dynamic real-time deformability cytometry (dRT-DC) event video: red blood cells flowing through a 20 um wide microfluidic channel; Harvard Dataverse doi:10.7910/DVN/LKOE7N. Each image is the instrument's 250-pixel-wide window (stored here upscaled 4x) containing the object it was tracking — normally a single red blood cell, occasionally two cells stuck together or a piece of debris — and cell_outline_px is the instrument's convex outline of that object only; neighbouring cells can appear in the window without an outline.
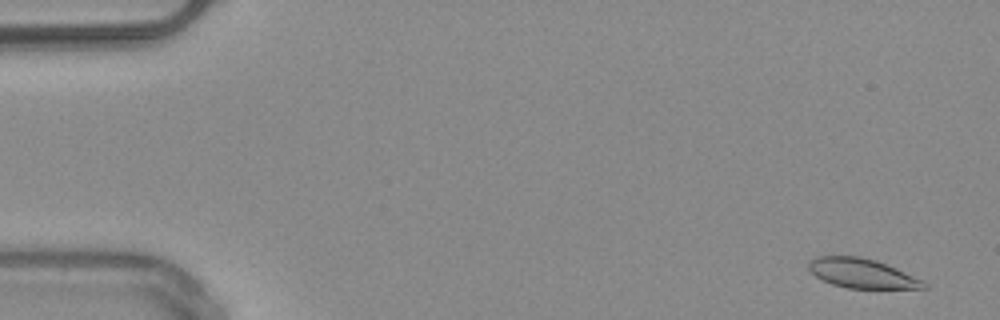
{"species": "common noctule bat (a hibernating species)", "species_latin": "Nyctalus noctula", "temperature_condition": "warm", "stored_images_in_passage": 52, "camera_frame_rate_fps": 3000, "um_per_image_px": 0.085, "animal": {"sex": "male", "body_mass_g": 20.4}, "frame": {"image": 1, "passage_image": 3, "time_ms": 0.667, "image_size_px": [1000, 320], "cell_outline_px": [[928, 288], [848, 288], [832, 284], [816, 276], [808, 268], [808, 260], [816, 256], [860, 256], [876, 260], [896, 268], [924, 280], [928, 284]], "centroid_in_image_um": [73.27, 23.22], "position_along_channel_um": 11.7, "area_um2": 19.77}}
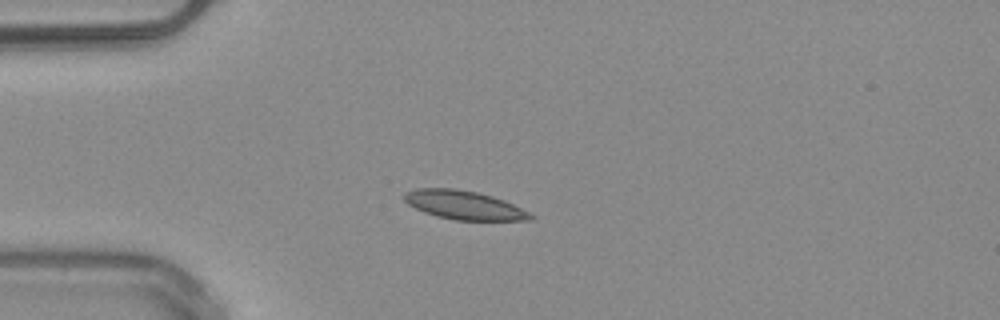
{"frame": {"image": 2, "passage_image": 14, "time_ms": 4.333, "image_size_px": [1000, 320], "cell_outline_px": [[536, 220], [456, 220], [436, 216], [424, 212], [408, 204], [404, 200], [404, 192], [416, 188], [456, 188], [476, 192], [492, 196], [504, 200], [536, 216]], "centroid_in_image_um": [39.44, 17.43], "position_along_channel_um": 45.6, "area_um2": 21.15}, "authors_computed_cell_mechanics": {"area_um2": 19.941, "velocity_mm_per_s": 3.9842, "shape_relaxation_time_tau1_ms": 4.4455, "shape_relaxation_time_tau2_ms": 2.8952, "deformation_change_tau1": 0.1343, "deformation_change_tau2": 0.0813}}